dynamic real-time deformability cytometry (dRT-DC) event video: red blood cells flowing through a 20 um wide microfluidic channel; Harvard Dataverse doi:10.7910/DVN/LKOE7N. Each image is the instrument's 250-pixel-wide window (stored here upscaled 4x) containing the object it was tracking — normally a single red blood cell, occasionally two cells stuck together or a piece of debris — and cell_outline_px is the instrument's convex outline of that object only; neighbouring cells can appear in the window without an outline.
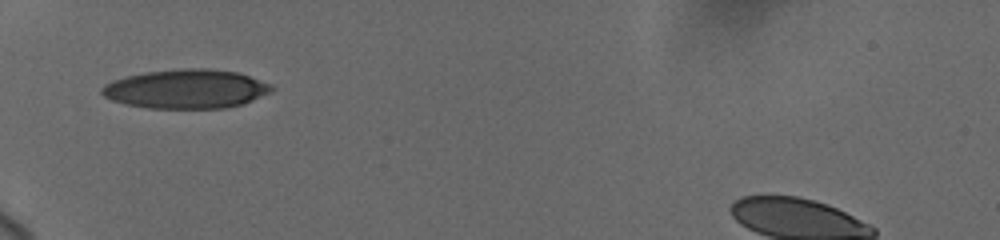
{"species": "human", "species_latin": "Homo sapiens", "temperature_condition": "cold", "stored_images_in_passage": 12, "camera_frame_rate_fps": 3000, "um_per_image_px": 0.085, "donor": {"sex": "female"}, "frame": {"image": 1, "passage_image": 1, "time_ms": 0.0, "image_size_px": [1000, 240], "cell_outline_px": [[276, 88], [272, 92], [244, 104], [228, 108], [148, 108], [124, 104], [112, 100], [104, 96], [100, 92], [100, 88], [104, 84], [112, 80], [144, 72], [180, 68], [208, 68], [240, 72], [272, 84]], "centroid_in_image_um": [15.87, 7.55], "position_along_channel_um": 69.1, "area_um2": 39.25}}
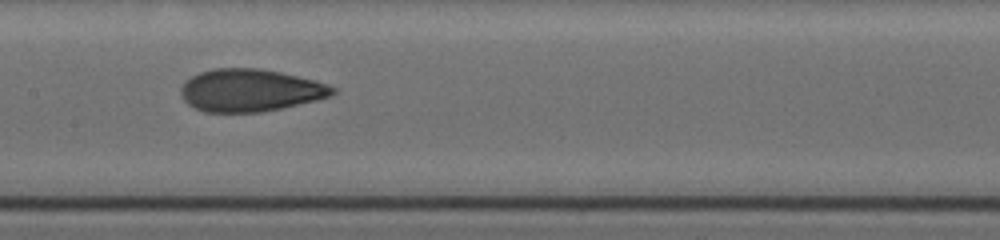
{"frame": {"image": 2, "passage_image": 8, "time_ms": 3.333, "image_size_px": [1000, 240], "cell_outline_px": [[336, 92], [332, 96], [316, 100], [280, 108], [260, 112], [204, 112], [188, 104], [180, 96], [180, 88], [192, 76], [200, 72], [212, 68], [260, 68], [280, 72], [316, 80], [328, 84], [336, 88]], "centroid_in_image_um": [21.28, 7.67], "position_along_channel_um": 186.1, "area_um2": 37.57}}
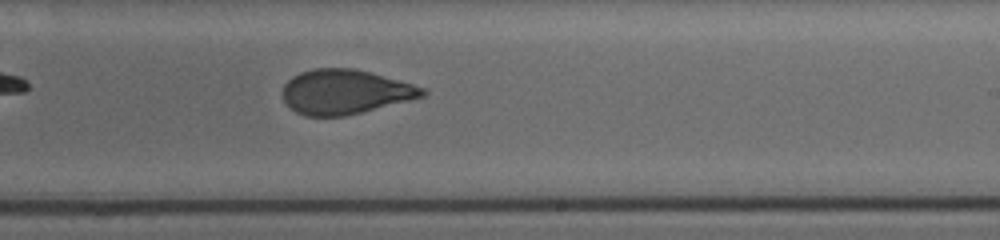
{"frame": {"image": 3, "passage_image": 12, "time_ms": 5.333, "image_size_px": [1000, 240], "cell_outline_px": [[428, 92], [424, 96], [344, 116], [304, 116], [296, 112], [284, 100], [284, 84], [292, 76], [300, 72], [312, 68], [352, 68], [372, 72], [412, 84], [424, 88]], "centroid_in_image_um": [29.31, 7.79], "position_along_channel_um": 259.7, "area_um2": 35.95}}